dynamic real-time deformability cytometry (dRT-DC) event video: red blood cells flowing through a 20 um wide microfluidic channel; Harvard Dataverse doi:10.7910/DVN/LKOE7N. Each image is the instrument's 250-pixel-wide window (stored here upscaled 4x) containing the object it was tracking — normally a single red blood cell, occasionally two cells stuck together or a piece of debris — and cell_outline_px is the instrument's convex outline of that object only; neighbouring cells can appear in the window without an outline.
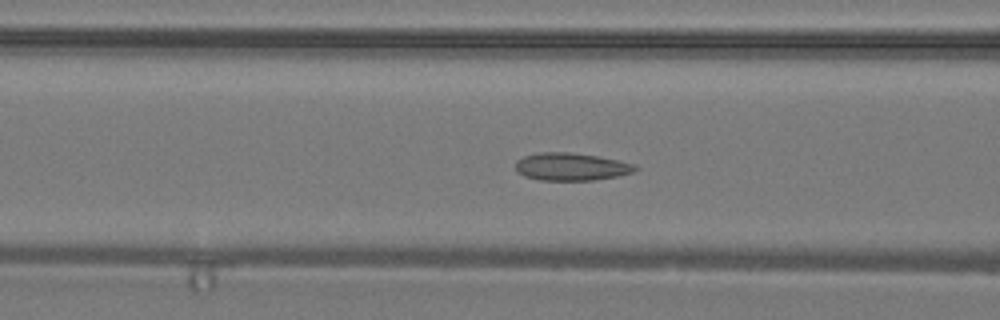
{"species": "common noctule bat (a hibernating species)", "species_latin": "Nyctalus noctula", "temperature_condition": "warm", "stored_images_in_passage": 39, "camera_frame_rate_fps": 3000, "um_per_image_px": 0.085, "animal": {"sex": "male", "body_mass_g": 19.2, "forearm_length_mm": 51.8}, "frame": {"image": 1, "passage_image": 16, "time_ms": 5.0, "image_size_px": [1000, 320], "cell_outline_px": [[640, 168], [632, 172], [616, 176], [592, 180], [540, 180], [524, 176], [516, 172], [516, 160], [524, 156], [540, 152], [568, 152], [596, 156], [636, 164]], "centroid_in_image_um": [48.52, 14.17], "position_along_channel_um": 118.1, "area_um2": 19.19}}
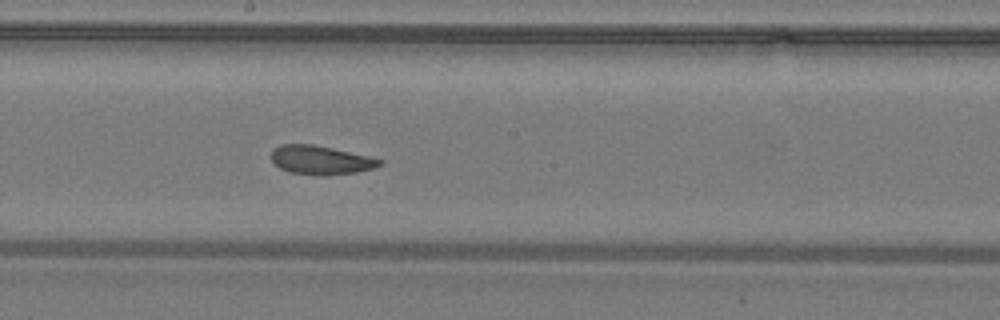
{"frame": {"image": 2, "passage_image": 22, "time_ms": 7.0, "image_size_px": [1000, 320], "cell_outline_px": [[384, 164], [372, 168], [356, 172], [324, 176], [288, 172], [272, 164], [272, 152], [280, 144], [312, 144], [332, 148], [368, 156], [384, 160]], "centroid_in_image_um": [27.25, 13.61], "position_along_channel_um": 220.9, "area_um2": 18.21}}
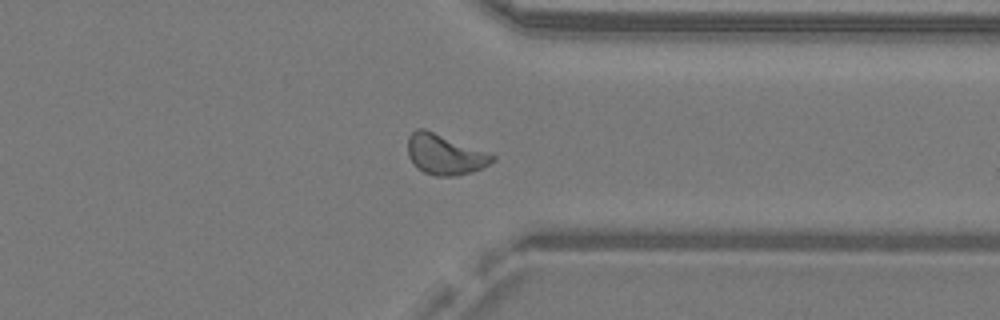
{"frame": {"image": 3, "passage_image": 31, "time_ms": 10.0, "image_size_px": [1000, 320], "cell_outline_px": [[496, 160], [472, 172], [456, 176], [436, 176], [424, 172], [416, 168], [408, 156], [408, 136], [416, 128], [424, 128], [496, 156]], "centroid_in_image_um": [37.77, 13.14], "position_along_channel_um": 373.6, "area_um2": 19.71}}